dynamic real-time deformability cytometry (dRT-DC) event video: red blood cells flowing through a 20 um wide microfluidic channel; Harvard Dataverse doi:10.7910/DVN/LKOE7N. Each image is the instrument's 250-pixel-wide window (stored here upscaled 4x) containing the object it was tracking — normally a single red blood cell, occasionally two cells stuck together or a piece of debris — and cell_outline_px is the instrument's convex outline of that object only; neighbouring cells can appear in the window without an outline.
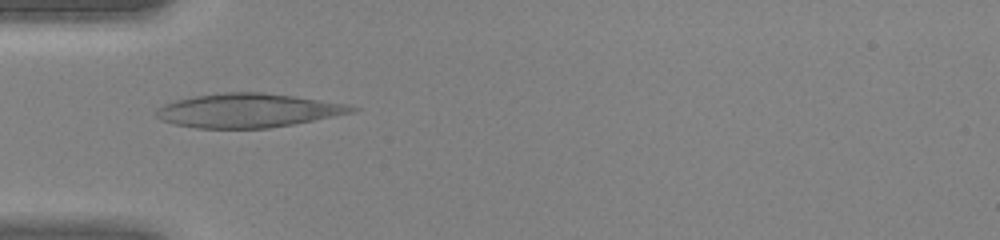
{"species": "human", "species_latin": "Homo sapiens", "temperature_condition": "warm", "stored_images_in_passage": 45, "camera_frame_rate_fps": 3000, "um_per_image_px": 0.085, "donor": {"sex": "female"}, "frame": {"image": 1, "passage_image": 15, "time_ms": 4.667, "image_size_px": [1000, 240], "cell_outline_px": [[360, 108], [352, 112], [292, 124], [268, 128], [196, 128], [176, 124], [160, 120], [156, 116], [156, 108], [164, 104], [176, 100], [192, 96], [224, 92], [260, 92], [292, 96], [348, 104]], "centroid_in_image_um": [21.02, 9.38], "position_along_channel_um": 64.0, "area_um2": 38.32}}
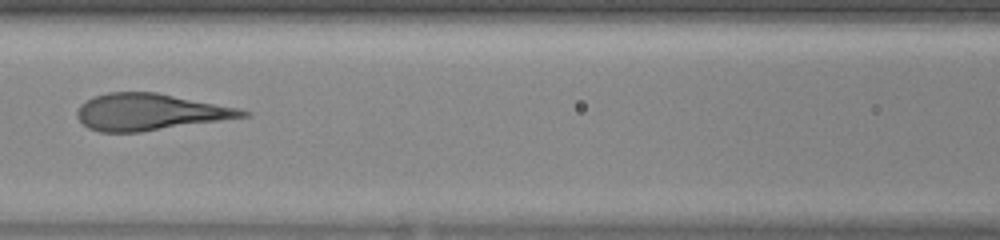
{"frame": {"image": 2, "passage_image": 21, "time_ms": 6.667, "image_size_px": [1000, 240], "cell_outline_px": [[252, 116], [140, 132], [100, 132], [88, 128], [76, 116], [76, 112], [80, 104], [92, 96], [108, 92], [156, 92], [240, 108], [252, 112]], "centroid_in_image_um": [12.76, 9.52], "position_along_channel_um": 153.8, "area_um2": 35.55}}
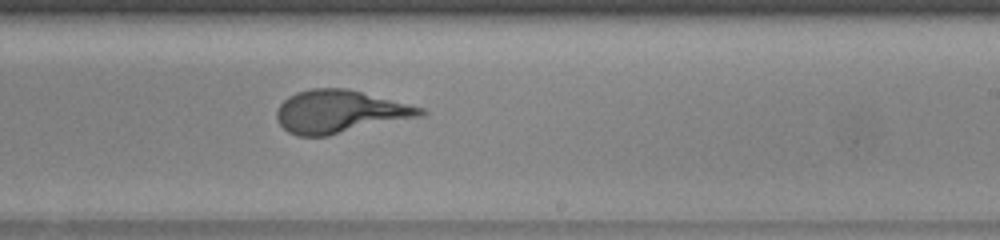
{"frame": {"image": 3, "passage_image": 28, "time_ms": 9.0, "image_size_px": [1000, 240], "cell_outline_px": [[428, 112], [424, 116], [328, 136], [296, 136], [288, 132], [276, 120], [276, 108], [288, 96], [296, 92], [312, 88], [348, 88], [424, 108]], "centroid_in_image_um": [28.89, 9.49], "position_along_channel_um": 260.1, "area_um2": 36.24}}